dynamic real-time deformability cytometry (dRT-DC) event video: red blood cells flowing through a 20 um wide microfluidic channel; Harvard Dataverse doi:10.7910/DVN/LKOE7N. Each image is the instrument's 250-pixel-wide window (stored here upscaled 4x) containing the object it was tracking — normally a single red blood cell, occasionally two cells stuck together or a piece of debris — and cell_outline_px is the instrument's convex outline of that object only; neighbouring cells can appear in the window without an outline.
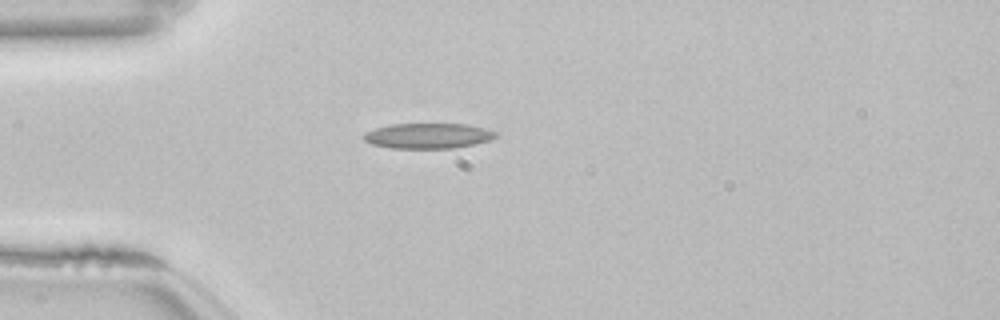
{"species": "common noctule bat (a hibernating species)", "species_latin": "Nyctalus noctula", "temperature_condition": "room temperature", "stored_images_in_passage": 40, "camera_frame_rate_fps": 3000, "um_per_image_px": 0.085, "animal": {"sex": "female", "body_mass_g": 22.7, "forearm_length_mm": 54.2}, "frame": {"image": 1, "passage_image": 1, "time_ms": 0.0, "image_size_px": [1000, 320], "cell_outline_px": [[500, 136], [492, 140], [476, 144], [452, 148], [392, 148], [372, 144], [364, 140], [364, 132], [376, 128], [392, 124], [468, 124], [484, 128], [496, 132]], "centroid_in_image_um": [36.44, 11.54], "position_along_channel_um": 48.6, "area_um2": 19.54}}
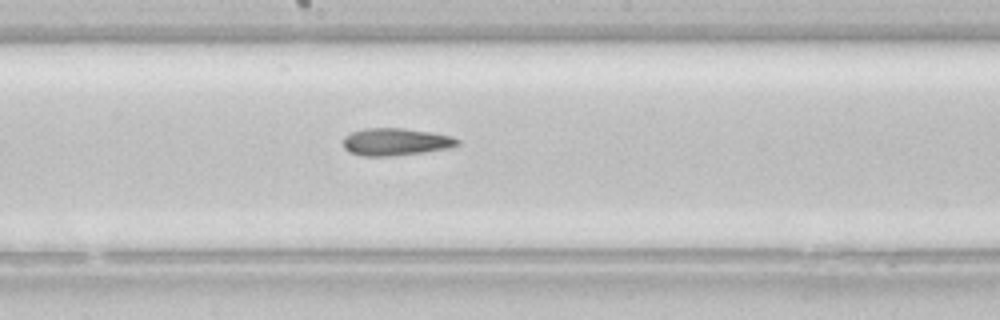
{"frame": {"image": 2, "passage_image": 15, "time_ms": 4.667, "image_size_px": [1000, 320], "cell_outline_px": [[460, 144], [452, 148], [424, 152], [388, 156], [364, 156], [348, 152], [344, 148], [344, 136], [352, 132], [364, 128], [400, 128], [432, 132], [452, 136], [460, 140]], "centroid_in_image_um": [33.66, 12.05], "position_along_channel_um": 214.5, "area_um2": 18.32}}
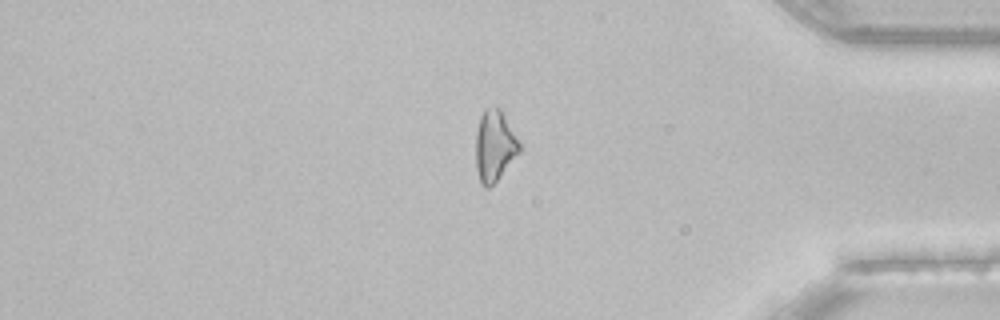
{"frame": {"image": 3, "passage_image": 31, "time_ms": 10.0, "image_size_px": [1000, 320], "cell_outline_px": [[524, 144], [520, 152], [500, 176], [488, 188], [484, 188], [480, 184], [476, 168], [476, 132], [480, 116], [484, 108], [500, 108]], "centroid_in_image_um": [42.08, 12.38], "position_along_channel_um": 393.1, "area_um2": 18.5}, "authors_computed_cell_mechanics": {"area_um2": 18.3804, "velocity_mm_per_s": 3.853, "shape_relaxation_time_tau1_ms": null, "shape_relaxation_time_tau2_ms": 6.7319, "deformation_change_tau1": null, "deformation_change_tau2": 0.1963}}